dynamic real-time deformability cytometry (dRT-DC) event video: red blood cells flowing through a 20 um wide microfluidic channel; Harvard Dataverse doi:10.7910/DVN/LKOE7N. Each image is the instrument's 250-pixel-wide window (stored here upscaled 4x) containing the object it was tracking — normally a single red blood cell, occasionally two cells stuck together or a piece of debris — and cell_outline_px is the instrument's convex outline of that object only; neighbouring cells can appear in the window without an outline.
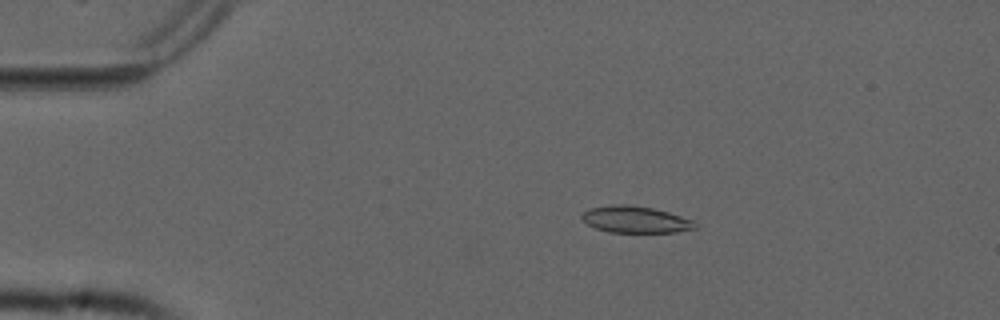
{"species": "common noctule bat (a hibernating species)", "species_latin": "Nyctalus noctula", "temperature_condition": "cold", "stored_images_in_passage": 55, "camera_frame_rate_fps": 3000, "um_per_image_px": 0.085, "animal": {"sex": "male", "forearm_length_mm": 52.5}, "frame": {"image": 1, "passage_image": 11, "time_ms": 3.333, "image_size_px": [1000, 320], "cell_outline_px": [[696, 228], [676, 232], [608, 232], [596, 228], [588, 224], [580, 216], [588, 208], [616, 204], [628, 204], [652, 208], [668, 212], [692, 220], [696, 224]], "centroid_in_image_um": [53.99, 18.65], "position_along_channel_um": 31.0, "area_um2": 17.46}}
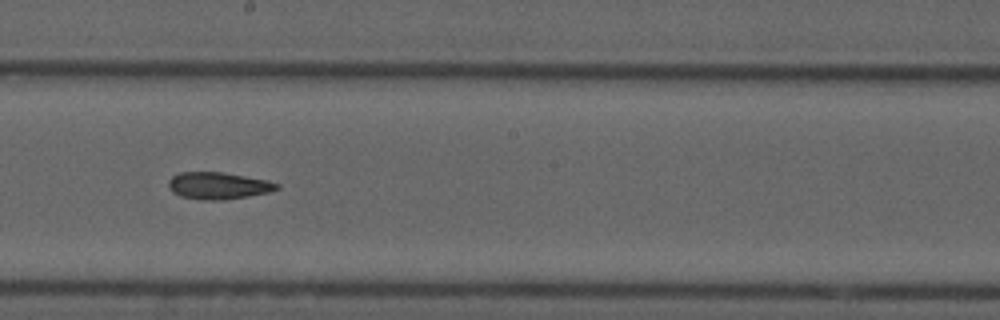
{"frame": {"image": 2, "passage_image": 31, "time_ms": 10.0, "image_size_px": [1000, 320], "cell_outline_px": [[280, 188], [268, 192], [248, 196], [224, 200], [200, 200], [180, 196], [172, 192], [168, 188], [168, 180], [172, 176], [180, 172], [224, 172], [264, 180], [280, 184]], "centroid_in_image_um": [18.5, 15.79], "position_along_channel_um": 229.7, "area_um2": 17.05}}
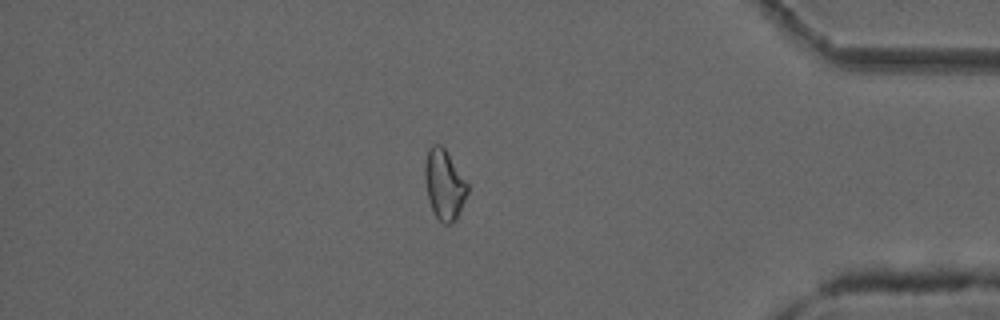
{"frame": {"image": 3, "passage_image": 47, "time_ms": 15.333, "image_size_px": [1000, 320], "cell_outline_px": [[468, 192], [456, 220], [448, 224], [444, 224], [436, 216], [428, 200], [424, 176], [424, 168], [428, 148], [432, 144], [440, 144], [444, 148], [468, 184]], "centroid_in_image_um": [37.75, 15.68], "position_along_channel_um": 397.5, "area_um2": 17.22}, "authors_computed_cell_mechanics": {"area_um2": 17.34, "velocity_mm_per_s": 3.7685, "shape_relaxation_time_tau1_ms": null, "shape_relaxation_time_tau2_ms": 5.3995, "deformation_change_tau1": null, "deformation_change_tau2": 0.1369}}